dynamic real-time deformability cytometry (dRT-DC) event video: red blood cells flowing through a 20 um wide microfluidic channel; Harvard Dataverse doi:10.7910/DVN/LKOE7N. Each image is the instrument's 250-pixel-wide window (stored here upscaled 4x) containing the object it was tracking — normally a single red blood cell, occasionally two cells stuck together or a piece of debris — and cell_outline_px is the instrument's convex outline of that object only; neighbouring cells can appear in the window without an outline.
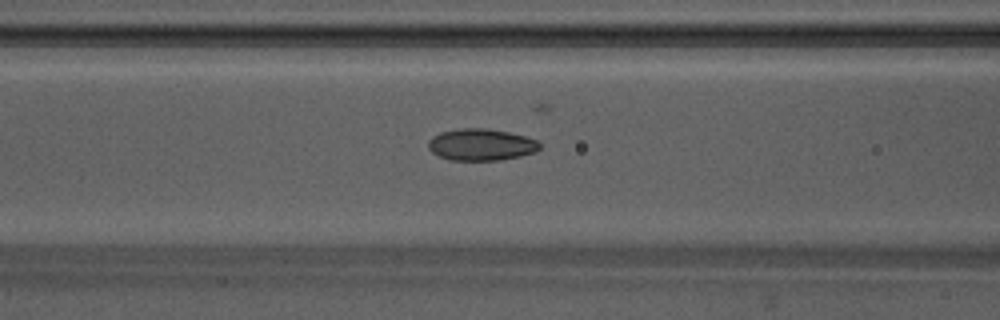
{"species": "Egyptian fruit bat (a non-hibernating species)", "species_latin": "Rousettus aegyptiacus", "temperature_condition": "warm", "stored_images_in_passage": 55, "camera_frame_rate_fps": 3000, "um_per_image_px": 0.085, "animal": {"sex": "male"}, "frame": {"image": 1, "passage_image": 21, "time_ms": 6.667, "image_size_px": [1000, 320], "cell_outline_px": [[540, 148], [536, 152], [520, 156], [500, 160], [448, 160], [432, 152], [428, 148], [428, 140], [432, 136], [440, 132], [460, 128], [488, 128], [508, 132], [524, 136], [536, 140], [540, 144]], "centroid_in_image_um": [40.87, 12.29], "position_along_channel_um": 125.7, "area_um2": 20.69}}
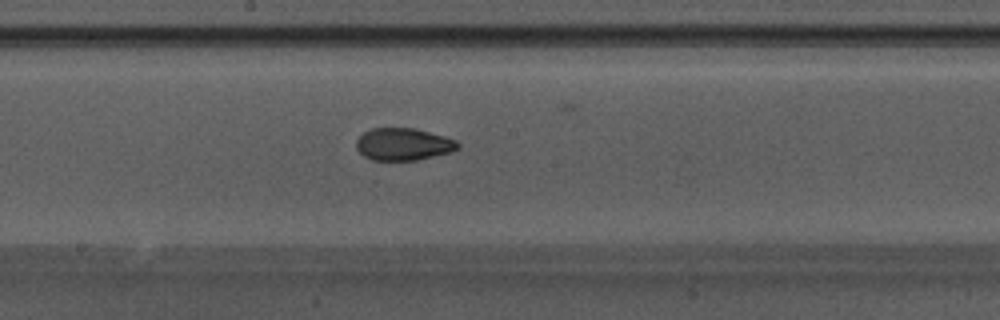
{"frame": {"image": 2, "passage_image": 28, "time_ms": 9.0, "image_size_px": [1000, 320], "cell_outline_px": [[460, 148], [452, 152], [416, 160], [372, 160], [364, 156], [356, 148], [356, 140], [364, 132], [372, 128], [416, 128], [444, 136], [456, 140], [460, 144]], "centroid_in_image_um": [34.3, 12.26], "position_along_channel_um": 213.9, "area_um2": 19.19}}
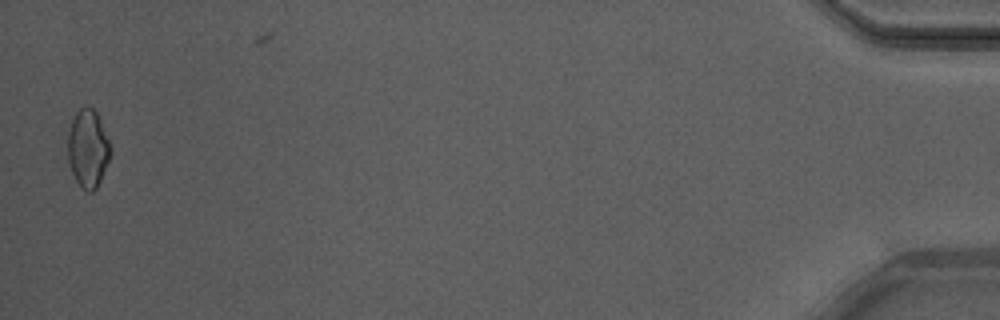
{"frame": {"image": 3, "passage_image": 53, "time_ms": 17.333, "image_size_px": [1000, 320], "cell_outline_px": [[112, 152], [100, 180], [96, 188], [92, 192], [88, 192], [76, 180], [72, 172], [68, 160], [68, 132], [72, 120], [76, 112], [84, 104], [88, 104], [96, 112], [100, 120], [108, 140]], "centroid_in_image_um": [7.47, 12.58], "position_along_channel_um": 427.7, "area_um2": 19.19}, "authors_computed_cell_mechanics": {"area_um2": 19.652, "velocity_mm_per_s": 3.7868, "shape_relaxation_time_tau1_ms": 8.7909, "shape_relaxation_time_tau2_ms": 1.9941, "deformation_change_tau1": 0.2079, "deformation_change_tau2": 0.0654}}